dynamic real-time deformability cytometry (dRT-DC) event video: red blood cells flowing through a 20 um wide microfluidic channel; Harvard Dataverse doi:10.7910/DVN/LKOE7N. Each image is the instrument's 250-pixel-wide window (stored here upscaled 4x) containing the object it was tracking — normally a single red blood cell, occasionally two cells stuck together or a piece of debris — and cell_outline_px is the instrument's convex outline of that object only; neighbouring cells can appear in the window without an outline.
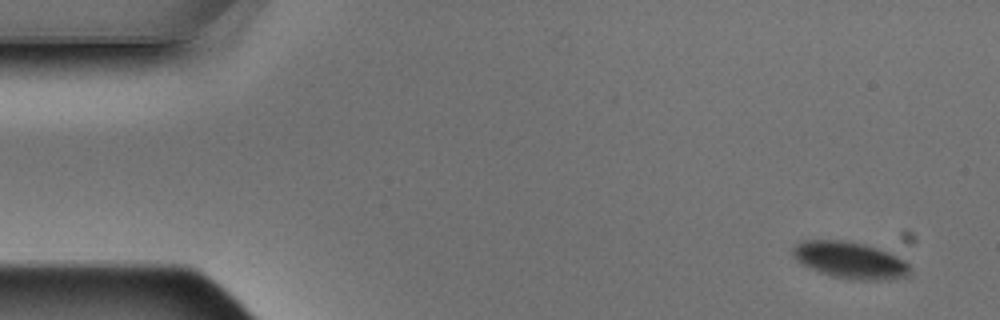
{"species": "Egyptian fruit bat (a non-hibernating species)", "species_latin": "Rousettus aegyptiacus", "temperature_condition": "warm", "stored_images_in_passage": 5, "segment_of_instrument_passage": [1, 2], "camera_frame_rate_fps": 3000, "um_per_image_px": 0.085, "animal": {"sex": "male"}, "frame": {"image": 1, "passage_image": 1, "time_ms": 0.0, "image_size_px": [1000, 320], "cell_outline_px": [[908, 276], [888, 280], [856, 280], [832, 276], [820, 272], [796, 260], [792, 256], [792, 248], [800, 240], [840, 240], [864, 244], [892, 252], [904, 260], [908, 264]], "centroid_in_image_um": [72.26, 22.1], "position_along_channel_um": 12.7, "area_um2": 25.09}}